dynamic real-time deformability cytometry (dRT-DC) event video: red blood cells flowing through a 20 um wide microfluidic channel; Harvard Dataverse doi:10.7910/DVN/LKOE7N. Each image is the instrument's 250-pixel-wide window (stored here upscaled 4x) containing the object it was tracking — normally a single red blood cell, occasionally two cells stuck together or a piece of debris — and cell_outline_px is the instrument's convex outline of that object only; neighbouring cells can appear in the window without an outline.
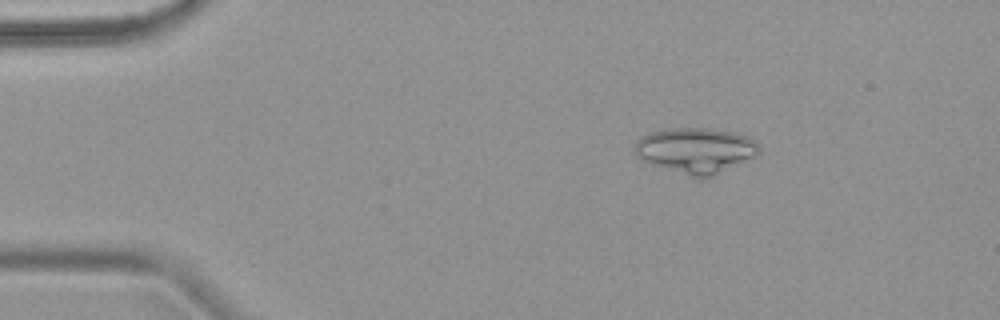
{"species": "common noctule bat (a hibernating species)", "species_latin": "Nyctalus noctula", "temperature_condition": "warm", "stored_images_in_passage": 4, "camera_frame_rate_fps": 3000, "um_per_image_px": 0.085, "animal": {"sex": "female", "body_mass_g": 18.4}, "frame": {"image": 1, "passage_image": 2, "time_ms": 1.333, "image_size_px": [1000, 320], "cell_outline_px": [[760, 152], [716, 176], [692, 176], [652, 164], [640, 160], [636, 156], [636, 140], [652, 132], [664, 128], [704, 128], [736, 132], [748, 136], [756, 140], [760, 144]], "centroid_in_image_um": [59.17, 12.76], "position_along_channel_um": 25.8, "area_um2": 32.66}}